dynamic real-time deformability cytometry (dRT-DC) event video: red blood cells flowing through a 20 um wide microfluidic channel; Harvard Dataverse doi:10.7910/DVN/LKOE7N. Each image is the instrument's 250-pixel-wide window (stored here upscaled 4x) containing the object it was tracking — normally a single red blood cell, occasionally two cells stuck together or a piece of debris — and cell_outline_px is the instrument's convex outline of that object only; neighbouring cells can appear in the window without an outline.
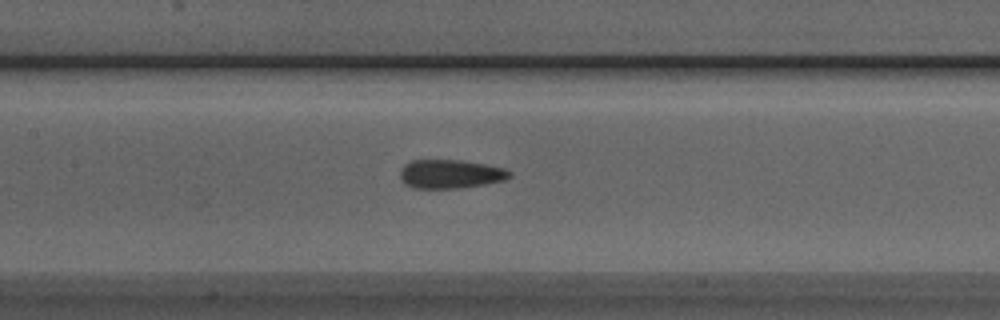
{"species": "Egyptian fruit bat (a non-hibernating species)", "species_latin": "Rousettus aegyptiacus", "temperature_condition": "room temperature", "stored_images_in_passage": 37, "camera_frame_rate_fps": 3000, "um_per_image_px": 0.085, "animal": {"sex": "male"}, "frame": {"image": 1, "passage_image": 15, "time_ms": 4.667, "image_size_px": [1000, 320], "cell_outline_px": [[512, 176], [504, 180], [484, 184], [460, 188], [412, 188], [404, 184], [400, 176], [400, 168], [404, 164], [412, 160], [464, 160], [504, 168], [512, 172]], "centroid_in_image_um": [38.26, 14.79], "position_along_channel_um": 169.1, "area_um2": 18.5}}
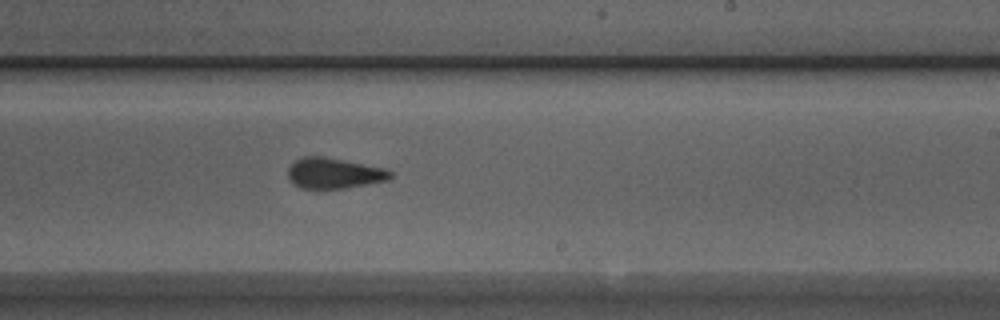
{"frame": {"image": 2, "passage_image": 22, "time_ms": 7.0, "image_size_px": [1000, 320], "cell_outline_px": [[392, 176], [388, 180], [344, 188], [300, 188], [292, 184], [288, 180], [288, 168], [296, 160], [304, 156], [324, 156], [384, 168], [392, 172]], "centroid_in_image_um": [28.35, 14.72], "position_along_channel_um": 260.6, "area_um2": 18.21}}
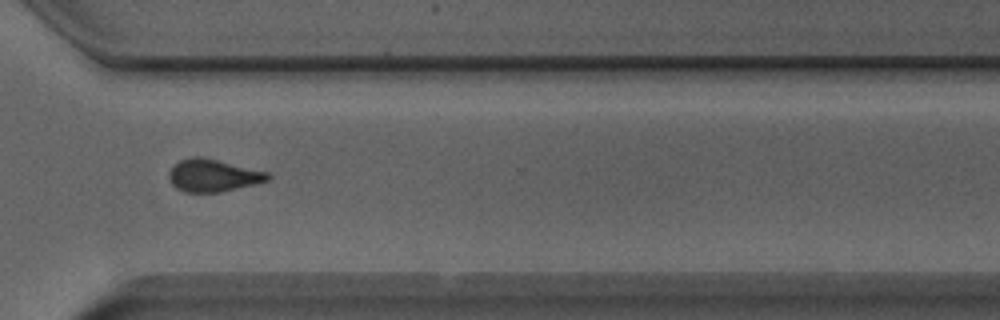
{"frame": {"image": 3, "passage_image": 29, "time_ms": 9.333, "image_size_px": [1000, 320], "cell_outline_px": [[272, 176], [268, 180], [256, 184], [220, 192], [184, 192], [176, 188], [172, 184], [168, 176], [168, 172], [180, 160], [192, 156], [200, 156], [268, 172]], "centroid_in_image_um": [18.11, 14.92], "position_along_channel_um": 352.5, "area_um2": 18.61}, "authors_computed_cell_mechanics": {"area_um2": 18.6694, "velocity_mm_per_s": 3.9351, "shape_relaxation_time_tau1_ms": 4.9311, "shape_relaxation_time_tau2_ms": 1.4014, "deformation_change_tau1": 0.1527, "deformation_change_tau2": 0.0992}}